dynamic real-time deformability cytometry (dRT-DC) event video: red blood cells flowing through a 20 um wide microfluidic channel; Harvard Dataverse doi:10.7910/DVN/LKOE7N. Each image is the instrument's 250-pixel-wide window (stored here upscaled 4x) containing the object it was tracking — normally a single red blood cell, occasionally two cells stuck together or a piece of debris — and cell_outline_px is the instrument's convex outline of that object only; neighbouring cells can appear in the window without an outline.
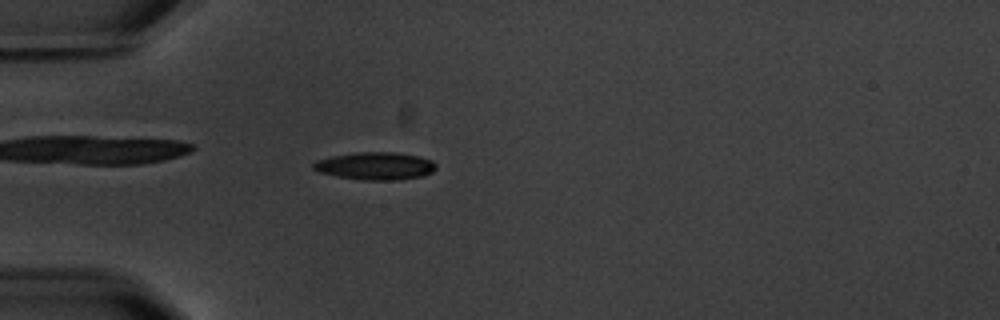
{"species": "common noctule bat (a hibernating species)", "species_latin": "Nyctalus noctula", "temperature_condition": "warm", "stored_images_in_passage": 1, "camera_frame_rate_fps": 3000, "um_per_image_px": 0.085, "animal": {"sex": "male", "body_mass_g": 20.1, "forearm_length_mm": 53.5}, "frame": {"image": 1, "passage_image": 1, "time_ms": 0.0, "image_size_px": [1000, 320], "cell_outline_px": [[436, 168], [432, 172], [424, 176], [400, 180], [364, 180], [340, 176], [320, 172], [312, 168], [312, 164], [316, 160], [332, 156], [356, 152], [392, 152], [416, 156], [432, 160], [436, 164]], "centroid_in_image_um": [31.92, 14.11], "position_along_channel_um": 53.1, "area_um2": 19.65}}